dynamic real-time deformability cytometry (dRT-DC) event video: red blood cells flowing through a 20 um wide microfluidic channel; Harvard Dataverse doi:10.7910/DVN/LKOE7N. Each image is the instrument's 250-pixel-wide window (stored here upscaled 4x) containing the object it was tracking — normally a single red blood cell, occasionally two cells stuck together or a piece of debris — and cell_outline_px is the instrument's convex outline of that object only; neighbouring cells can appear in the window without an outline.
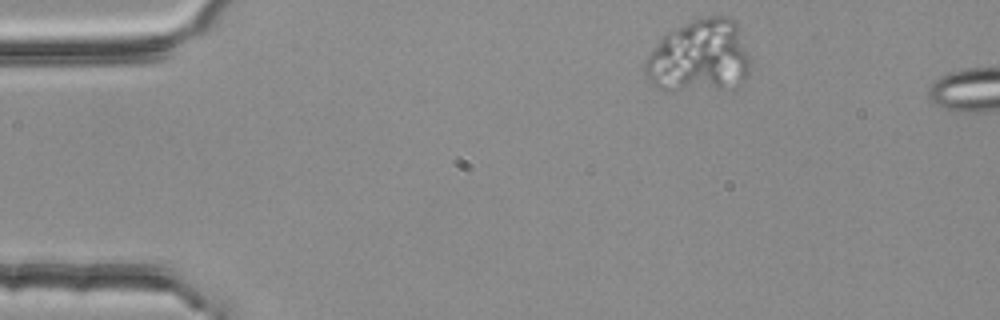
{"species": "common noctule bat (a hibernating species)", "species_latin": "Nyctalus noctula", "temperature_condition": "room temperature", "stored_images_in_passage": 5, "camera_frame_rate_fps": 3000, "um_per_image_px": 0.085, "animal": {"sex": "female", "body_mass_g": 25.1}, "frame": {"image": 1, "passage_image": 1, "time_ms": 0.0, "image_size_px": [1000, 320], "cell_outline_px": [[748, 76], [736, 88], [672, 92], [656, 88], [648, 80], [644, 72], [644, 60], [660, 36], [668, 32], [696, 20], [708, 16], [728, 16], [736, 20], [748, 56]], "centroid_in_image_um": [59.41, 4.84], "position_along_channel_um": 25.6, "area_um2": 45.2}}